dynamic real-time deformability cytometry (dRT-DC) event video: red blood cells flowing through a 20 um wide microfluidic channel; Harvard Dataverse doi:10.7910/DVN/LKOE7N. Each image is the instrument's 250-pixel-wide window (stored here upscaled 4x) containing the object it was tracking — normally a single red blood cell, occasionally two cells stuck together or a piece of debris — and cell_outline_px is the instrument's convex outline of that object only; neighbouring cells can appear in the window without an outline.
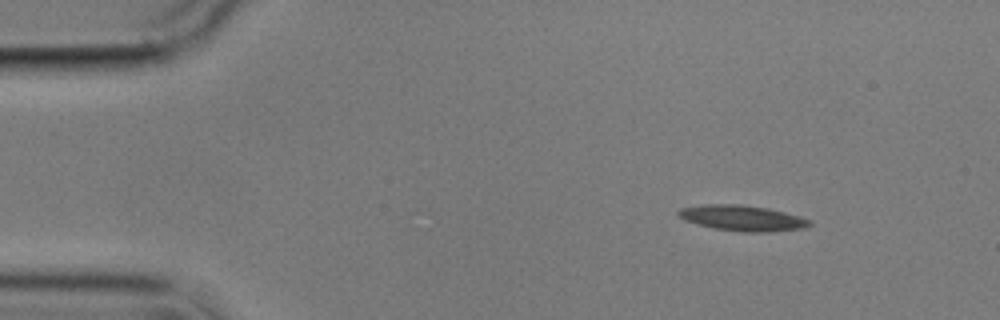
{"species": "common noctule bat (a hibernating species)", "species_latin": "Nyctalus noctula", "temperature_condition": "cold", "stored_images_in_passage": 4, "camera_frame_rate_fps": 3000, "um_per_image_px": 0.085, "animal": {"sex": "male", "body_mass_g": 17.9}, "frame": {"image": 1, "passage_image": 1, "time_ms": 0.0, "image_size_px": [1000, 320], "cell_outline_px": [[812, 224], [804, 228], [768, 232], [740, 232], [712, 228], [696, 224], [684, 220], [676, 212], [680, 208], [704, 204], [740, 204], [768, 208], [800, 216], [812, 220]], "centroid_in_image_um": [63.1, 18.54], "position_along_channel_um": 21.9, "area_um2": 19.77}}
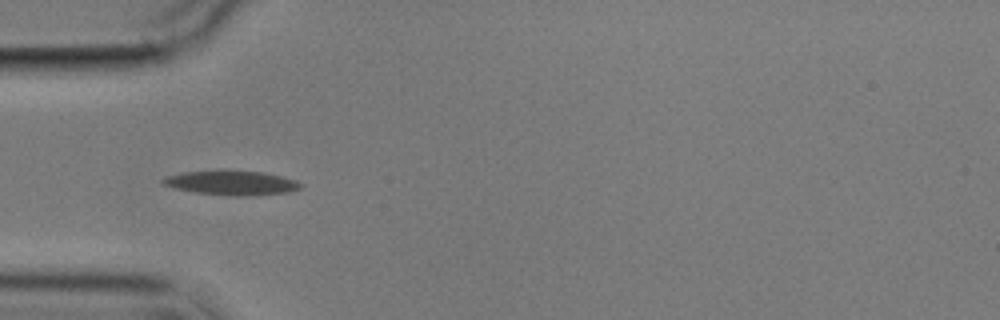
{"frame": {"image": 2, "passage_image": 3, "time_ms": 3.333, "image_size_px": [1000, 320], "cell_outline_px": [[304, 184], [300, 188], [288, 192], [256, 196], [236, 196], [192, 192], [176, 188], [164, 184], [160, 180], [168, 176], [184, 172], [264, 172], [296, 180]], "centroid_in_image_um": [19.75, 15.58], "position_along_channel_um": 65.2, "area_um2": 19.02}}
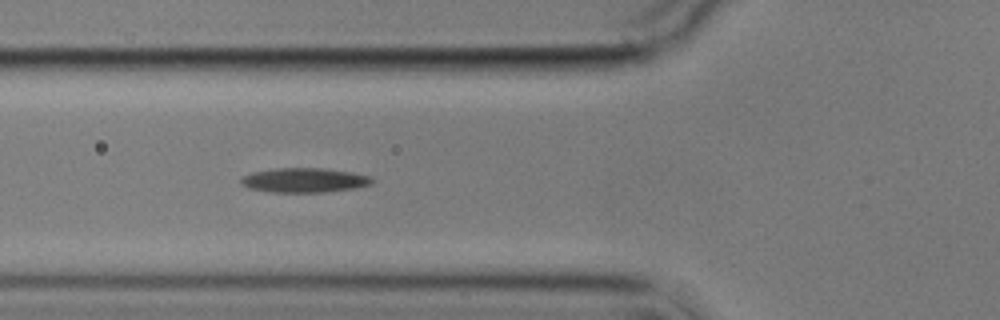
{"frame": {"image": 3, "passage_image": 4, "time_ms": 4.333, "image_size_px": [1000, 320], "cell_outline_px": [[376, 180], [372, 184], [356, 188], [328, 192], [272, 192], [248, 188], [240, 184], [240, 180], [244, 176], [252, 172], [272, 168], [324, 168], [352, 172], [372, 176]], "centroid_in_image_um": [25.91, 15.31], "position_along_channel_um": 99.9, "area_um2": 19.02}}